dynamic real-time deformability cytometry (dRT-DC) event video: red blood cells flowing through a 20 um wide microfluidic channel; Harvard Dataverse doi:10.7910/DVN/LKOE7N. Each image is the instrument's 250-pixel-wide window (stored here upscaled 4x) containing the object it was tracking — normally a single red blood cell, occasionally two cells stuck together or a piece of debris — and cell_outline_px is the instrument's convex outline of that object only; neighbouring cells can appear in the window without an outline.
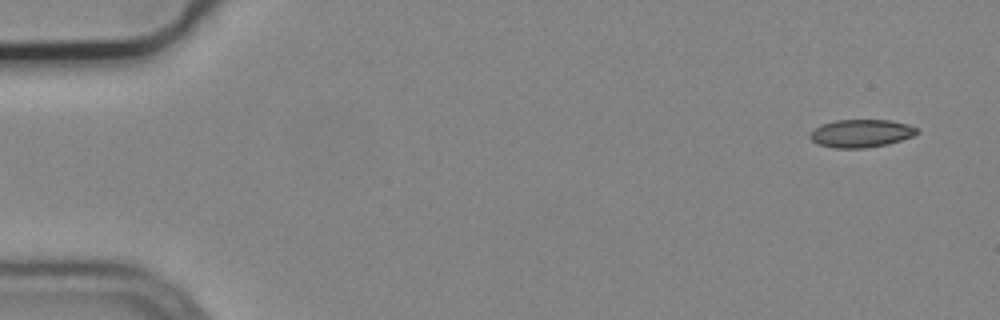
{"species": "common noctule bat (a hibernating species)", "species_latin": "Nyctalus noctula", "temperature_condition": "cold", "stored_images_in_passage": 5, "segment_of_instrument_passage": [1, 2], "camera_frame_rate_fps": 3000, "um_per_image_px": 0.085, "animal": {"sex": "male", "body_mass_g": 19.2, "forearm_length_mm": 51.8}, "frame": {"image": 1, "passage_image": 1, "time_ms": 0.0, "image_size_px": [1000, 320], "cell_outline_px": [[920, 132], [912, 136], [888, 144], [864, 148], [836, 148], [816, 144], [808, 136], [816, 128], [824, 124], [836, 120], [888, 120], [908, 124], [920, 128]], "centroid_in_image_um": [73.23, 11.34], "position_along_channel_um": 11.8, "area_um2": 17.34}}
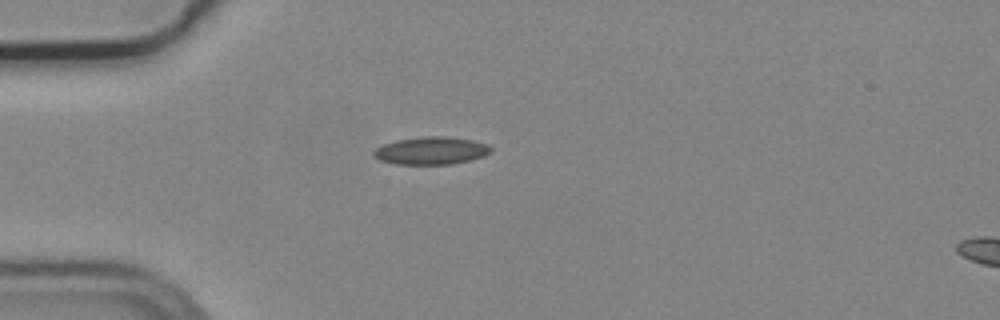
{"frame": {"image": 2, "passage_image": 4, "time_ms": 1.0, "image_size_px": [1000, 320], "cell_outline_px": [[492, 152], [484, 156], [452, 164], [396, 164], [380, 160], [372, 156], [372, 152], [376, 148], [384, 144], [396, 140], [424, 136], [448, 136], [472, 140], [488, 144], [492, 148]], "centroid_in_image_um": [36.65, 12.8], "position_along_channel_um": 48.3, "area_um2": 18.96}}